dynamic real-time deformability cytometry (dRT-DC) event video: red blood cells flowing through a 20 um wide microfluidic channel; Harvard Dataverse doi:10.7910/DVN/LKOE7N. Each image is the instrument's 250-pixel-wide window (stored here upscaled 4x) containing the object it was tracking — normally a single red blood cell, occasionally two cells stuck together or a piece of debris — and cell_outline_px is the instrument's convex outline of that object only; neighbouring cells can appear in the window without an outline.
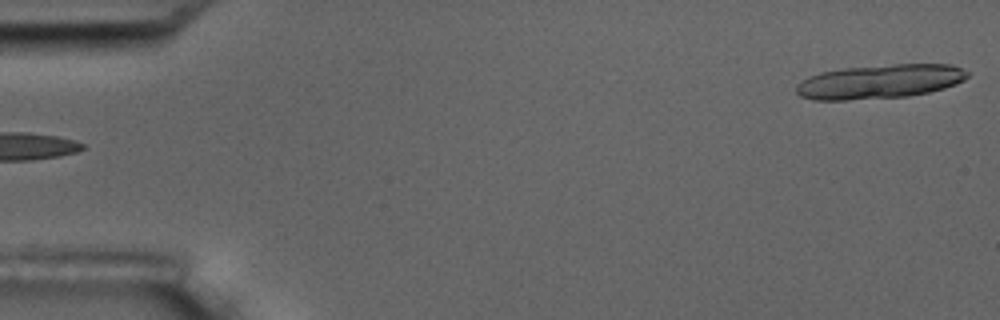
{"species": "common noctule bat (a hibernating species)", "species_latin": "Nyctalus noctula", "temperature_condition": "room temperature", "stored_images_in_passage": 5, "segment_of_instrument_passage": [2, 2], "camera_frame_rate_fps": 3000, "um_per_image_px": 0.085, "animal": {"sex": "male", "body_mass_g": 17.5, "forearm_length_mm": 52.3}, "frame": {"image": 1, "passage_image": 5, "time_ms": 4.667, "image_size_px": [1000, 320], "cell_outline_px": [[968, 76], [964, 80], [956, 84], [944, 88], [928, 92], [908, 96], [848, 100], [812, 100], [800, 96], [796, 92], [796, 84], [808, 76], [820, 72], [844, 68], [892, 64], [952, 64], [968, 72]], "centroid_in_image_um": [74.75, 6.93], "position_along_channel_um": 10.2, "area_um2": 34.16}}